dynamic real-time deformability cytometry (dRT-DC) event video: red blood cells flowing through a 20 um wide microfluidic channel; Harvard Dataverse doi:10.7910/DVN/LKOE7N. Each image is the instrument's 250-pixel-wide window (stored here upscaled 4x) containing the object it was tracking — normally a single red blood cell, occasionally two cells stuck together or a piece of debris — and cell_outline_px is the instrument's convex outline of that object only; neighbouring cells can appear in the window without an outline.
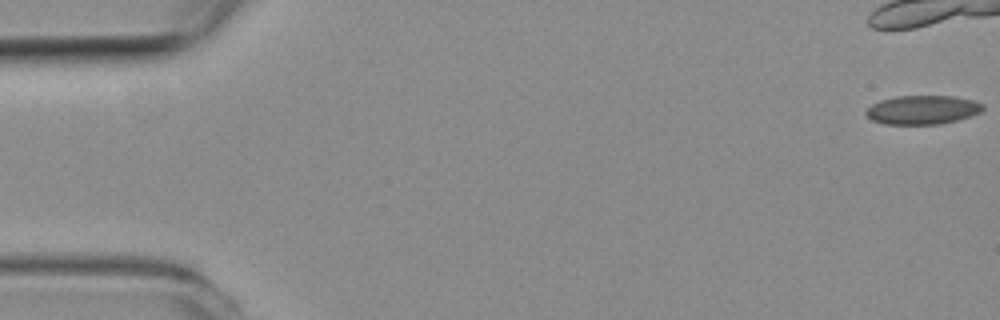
{"species": "common noctule bat (a hibernating species)", "species_latin": "Nyctalus noctula", "temperature_condition": "room temperature", "stored_images_in_passage": 44, "camera_frame_rate_fps": 3000, "um_per_image_px": 0.085, "animal": {"sex": "female", "body_mass_g": 19.3, "forearm_length_mm": 54.1}, "frame": {"image": 1, "passage_image": 1, "time_ms": 0.0, "image_size_px": [1000, 320], "cell_outline_px": [[984, 108], [980, 112], [956, 120], [940, 124], [884, 124], [872, 120], [864, 112], [872, 104], [880, 100], [896, 96], [952, 96], [976, 100], [984, 104]], "centroid_in_image_um": [78.42, 9.33], "position_along_channel_um": 6.6, "area_um2": 19.65}}